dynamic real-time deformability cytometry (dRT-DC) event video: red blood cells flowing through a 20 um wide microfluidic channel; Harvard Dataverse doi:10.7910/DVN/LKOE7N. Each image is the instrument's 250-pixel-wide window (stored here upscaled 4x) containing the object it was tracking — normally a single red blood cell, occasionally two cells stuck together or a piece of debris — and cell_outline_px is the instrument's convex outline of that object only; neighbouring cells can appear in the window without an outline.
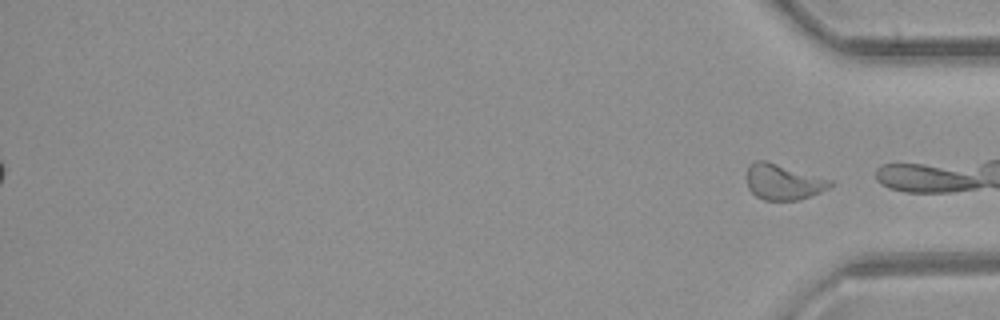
{"species": "common noctule bat (a hibernating species)", "species_latin": "Nyctalus noctula", "temperature_condition": "room temperature", "stored_images_in_passage": 48, "segment_of_instrument_passage": [2, 2], "camera_frame_rate_fps": 3000, "um_per_image_px": 0.085, "animal": {"sex": "female", "body_mass_g": 21.9}, "frame": {"image": 1, "passage_image": 48, "time_ms": 15.667, "image_size_px": [1000, 320], "cell_outline_px": [[836, 184], [820, 192], [796, 200], [764, 200], [756, 196], [748, 188], [748, 164], [756, 160], [764, 160], [832, 180]], "centroid_in_image_um": [66.58, 15.46], "position_along_channel_um": 368.6, "area_um2": 17.11}}